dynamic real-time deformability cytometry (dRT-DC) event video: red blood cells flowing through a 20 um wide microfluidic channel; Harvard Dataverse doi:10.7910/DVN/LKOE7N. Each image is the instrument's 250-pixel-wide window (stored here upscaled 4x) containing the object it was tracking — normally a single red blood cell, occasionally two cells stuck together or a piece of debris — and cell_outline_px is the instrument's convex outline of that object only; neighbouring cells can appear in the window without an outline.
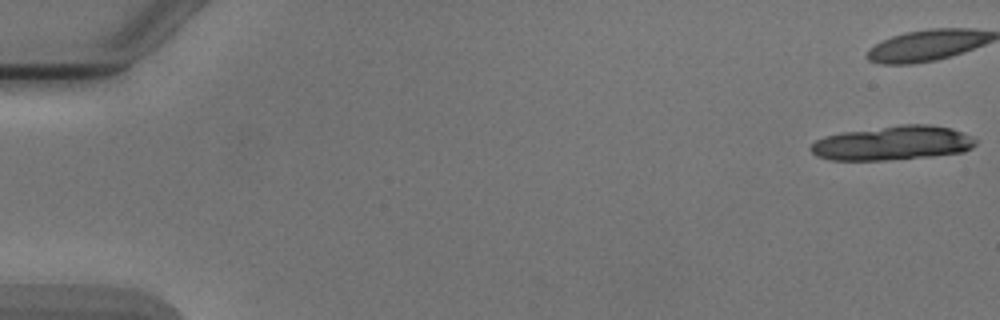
{"species": "Egyptian fruit bat (a non-hibernating species)", "species_latin": "Rousettus aegyptiacus", "temperature_condition": "cold", "stored_images_in_passage": 7, "camera_frame_rate_fps": 3000, "um_per_image_px": 0.085, "animal": {"sex": "male"}, "frame": {"image": 1, "passage_image": 1, "time_ms": 0.0, "image_size_px": [1000, 320], "cell_outline_px": [[976, 144], [972, 148], [964, 152], [932, 156], [884, 160], [832, 160], [816, 156], [808, 148], [816, 140], [824, 136], [844, 132], [900, 124], [928, 124], [952, 128], [976, 140]], "centroid_in_image_um": [75.86, 12.16], "position_along_channel_um": 9.1, "area_um2": 32.83}}
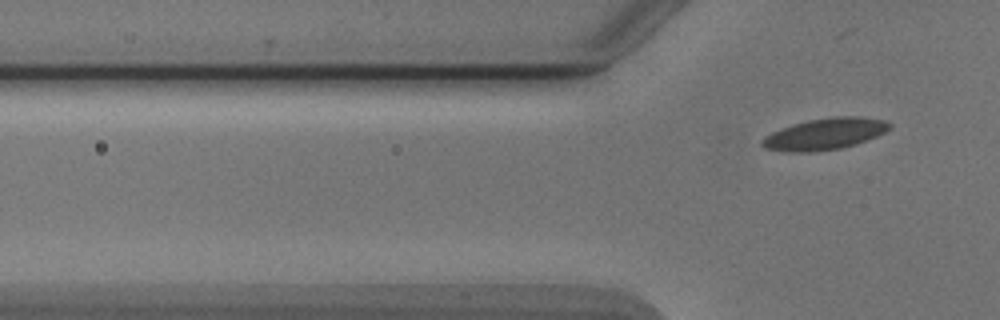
{"frame": {"image": 2, "passage_image": 7, "time_ms": 8.0, "image_size_px": [1000, 320], "cell_outline_px": [[892, 124], [884, 132], [876, 136], [856, 144], [840, 148], [812, 152], [784, 152], [764, 148], [760, 144], [760, 140], [764, 136], [780, 128], [792, 124], [808, 120], [832, 116], [860, 116], [884, 120]], "centroid_in_image_um": [70.05, 11.38], "position_along_channel_um": 55.8, "area_um2": 23.52}}